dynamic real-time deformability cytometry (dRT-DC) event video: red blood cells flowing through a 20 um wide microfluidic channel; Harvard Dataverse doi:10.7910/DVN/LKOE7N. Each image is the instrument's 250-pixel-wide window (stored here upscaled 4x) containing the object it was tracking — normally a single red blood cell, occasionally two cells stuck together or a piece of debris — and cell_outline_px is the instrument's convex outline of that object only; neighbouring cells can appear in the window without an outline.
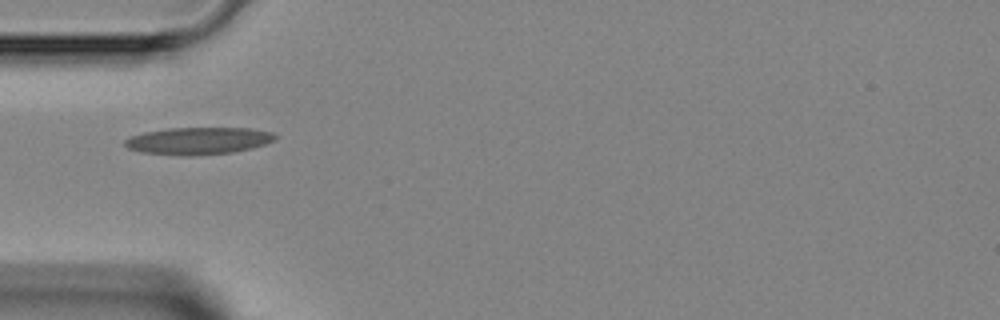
{"species": "Egyptian fruit bat (a non-hibernating species)", "species_latin": "Rousettus aegyptiacus", "temperature_condition": "room temperature", "stored_images_in_passage": 1, "camera_frame_rate_fps": 3000, "um_per_image_px": 0.085, "animal": {"sex": "female"}, "frame": {"image": 1, "passage_image": 1, "time_ms": 0.0, "image_size_px": [1000, 320], "cell_outline_px": [[276, 140], [252, 148], [232, 152], [188, 156], [184, 156], [140, 152], [128, 148], [124, 144], [124, 140], [132, 136], [144, 132], [168, 128], [248, 128], [272, 132], [276, 136]], "centroid_in_image_um": [16.84, 11.97], "position_along_channel_um": 68.2, "area_um2": 23.76}}